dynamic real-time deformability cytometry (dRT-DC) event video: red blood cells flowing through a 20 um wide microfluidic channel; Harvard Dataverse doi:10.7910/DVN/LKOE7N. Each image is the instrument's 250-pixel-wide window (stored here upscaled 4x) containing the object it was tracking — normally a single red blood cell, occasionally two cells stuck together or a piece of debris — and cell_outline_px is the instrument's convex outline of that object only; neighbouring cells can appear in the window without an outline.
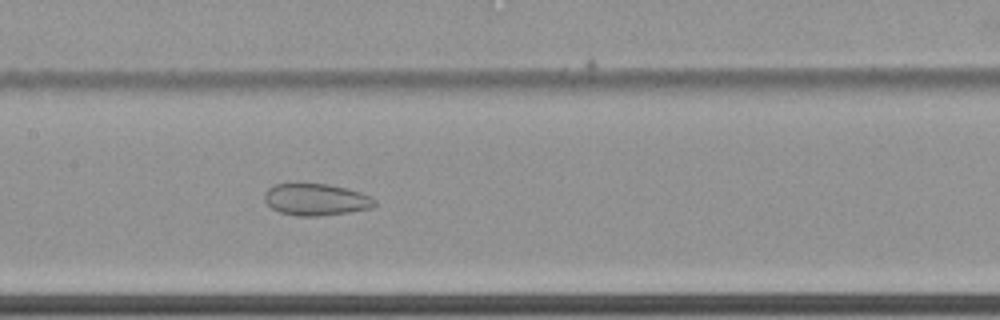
{"species": "common noctule bat (a hibernating species)", "species_latin": "Nyctalus noctula", "temperature_condition": "cold", "stored_images_in_passage": 39, "camera_frame_rate_fps": 3000, "um_per_image_px": 0.085, "animal": {"sex": "female", "body_mass_g": 22.7, "forearm_length_mm": 54.2}, "frame": {"image": 1, "passage_image": 10, "time_ms": 3.0, "image_size_px": [1000, 320], "cell_outline_px": [[376, 204], [372, 208], [348, 212], [320, 216], [296, 216], [280, 212], [272, 208], [264, 200], [264, 192], [272, 184], [328, 184], [348, 188], [360, 192], [376, 200]], "centroid_in_image_um": [26.84, 16.96], "position_along_channel_um": 180.6, "area_um2": 20.46}}
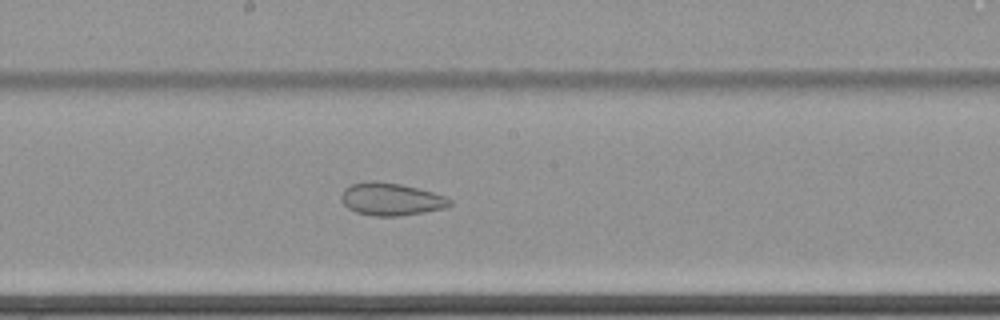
{"frame": {"image": 2, "passage_image": 13, "time_ms": 4.0, "image_size_px": [1000, 320], "cell_outline_px": [[452, 204], [448, 208], [424, 212], [396, 216], [372, 216], [356, 212], [348, 208], [344, 204], [340, 196], [344, 188], [352, 184], [364, 180], [372, 180], [400, 184], [432, 192], [444, 196], [452, 200]], "centroid_in_image_um": [33.22, 16.93], "position_along_channel_um": 215.0, "area_um2": 20.69}}
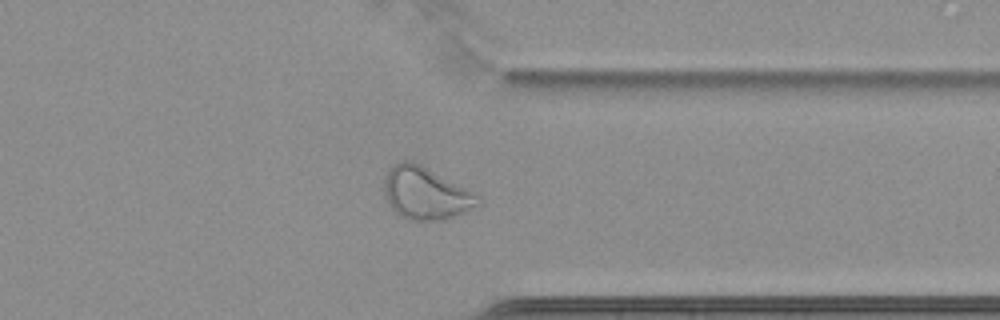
{"frame": {"image": 3, "passage_image": 27, "time_ms": 8.667, "image_size_px": [1000, 320], "cell_outline_px": [[480, 204], [464, 212], [444, 220], [408, 220], [400, 216], [388, 204], [384, 192], [384, 176], [392, 164], [400, 160], [408, 160], [420, 164], [480, 196]], "centroid_in_image_um": [36.13, 16.42], "position_along_channel_um": 375.3, "area_um2": 28.5}}